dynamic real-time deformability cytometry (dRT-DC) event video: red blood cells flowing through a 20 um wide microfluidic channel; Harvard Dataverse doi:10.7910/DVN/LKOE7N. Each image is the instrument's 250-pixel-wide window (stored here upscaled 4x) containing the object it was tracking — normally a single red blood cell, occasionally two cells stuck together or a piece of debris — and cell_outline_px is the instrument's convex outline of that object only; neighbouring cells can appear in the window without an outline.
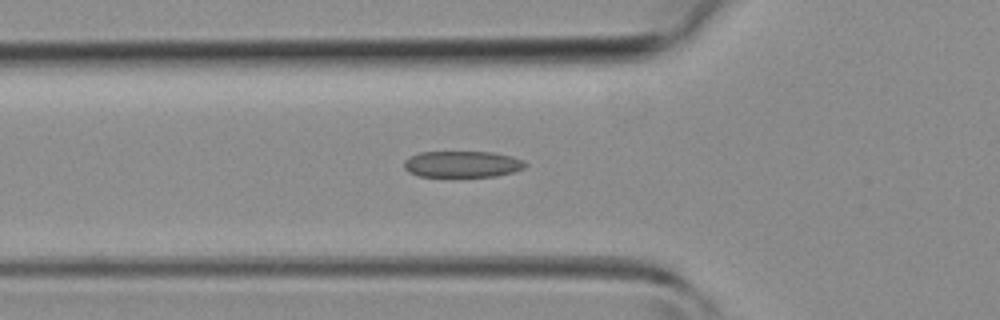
{"species": "common noctule bat (a hibernating species)", "species_latin": "Nyctalus noctula", "temperature_condition": "room temperature", "stored_images_in_passage": 35, "camera_frame_rate_fps": 3000, "um_per_image_px": 0.085, "animal": {"sex": "female", "body_mass_g": 19.3, "forearm_length_mm": 54.1}, "frame": {"image": 1, "passage_image": 9, "time_ms": 2.667, "image_size_px": [1000, 320], "cell_outline_px": [[528, 164], [524, 168], [512, 172], [496, 176], [420, 176], [408, 172], [404, 168], [404, 160], [420, 152], [492, 152], [512, 156], [524, 160]], "centroid_in_image_um": [39.32, 13.95], "position_along_channel_um": 86.5, "area_um2": 18.55}}
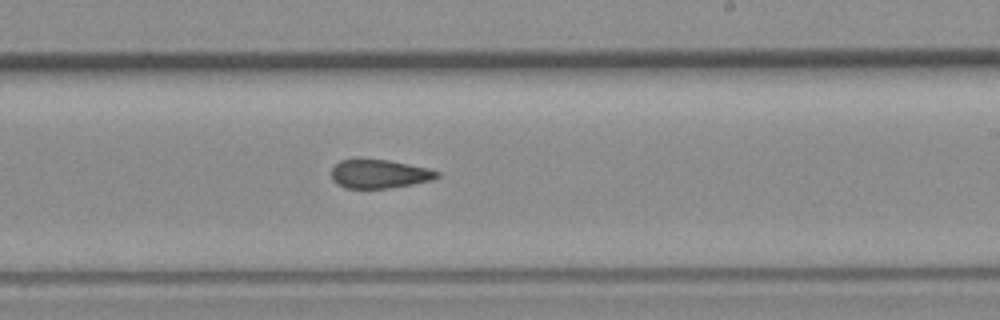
{"frame": {"image": 2, "passage_image": 20, "time_ms": 6.333, "image_size_px": [1000, 320], "cell_outline_px": [[440, 176], [432, 180], [412, 184], [388, 188], [344, 188], [336, 184], [332, 180], [332, 168], [340, 160], [388, 160], [428, 168], [440, 172]], "centroid_in_image_um": [32.25, 14.8], "position_along_channel_um": 256.8, "area_um2": 17.51}}
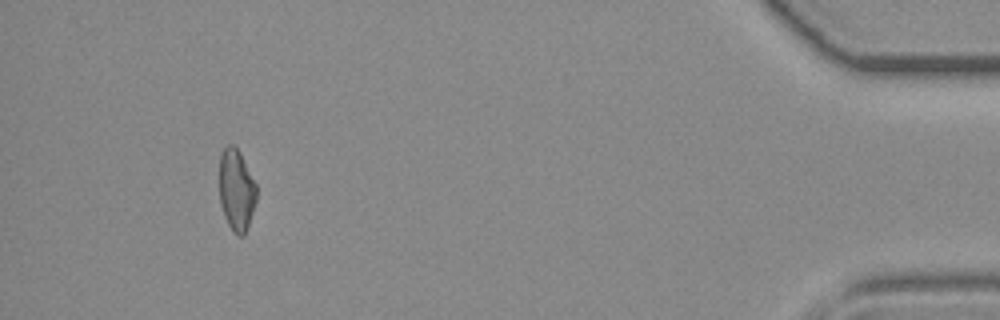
{"frame": {"image": 3, "passage_image": 35, "time_ms": 11.333, "image_size_px": [1000, 320], "cell_outline_px": [[256, 200], [244, 236], [236, 236], [232, 232], [224, 216], [220, 204], [220, 152], [228, 144], [232, 144], [240, 152], [256, 184]], "centroid_in_image_um": [20.08, 16.16], "position_along_channel_um": 415.1, "area_um2": 17.63}}